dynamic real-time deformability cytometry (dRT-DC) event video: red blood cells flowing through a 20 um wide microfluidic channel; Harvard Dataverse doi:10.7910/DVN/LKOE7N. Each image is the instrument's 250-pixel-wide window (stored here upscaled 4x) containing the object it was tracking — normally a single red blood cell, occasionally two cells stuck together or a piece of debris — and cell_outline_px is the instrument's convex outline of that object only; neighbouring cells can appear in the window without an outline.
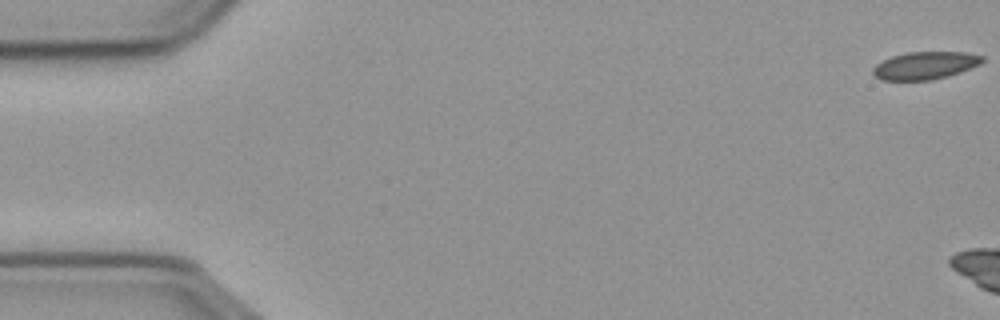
{"species": "common noctule bat (a hibernating species)", "species_latin": "Nyctalus noctula", "temperature_condition": "cold", "stored_images_in_passage": 6, "camera_frame_rate_fps": 3000, "um_per_image_px": 0.085, "animal": {"sex": "male", "body_mass_g": 23.1, "forearm_length_mm": 52.7}, "frame": {"image": 1, "passage_image": 1, "time_ms": 0.0, "image_size_px": [1000, 320], "cell_outline_px": [[984, 60], [980, 64], [960, 72], [948, 76], [932, 80], [880, 80], [872, 72], [872, 68], [876, 64], [892, 56], [908, 52], [968, 52], [984, 56]], "centroid_in_image_um": [78.65, 5.56], "position_along_channel_um": 6.4, "area_um2": 17.63}}